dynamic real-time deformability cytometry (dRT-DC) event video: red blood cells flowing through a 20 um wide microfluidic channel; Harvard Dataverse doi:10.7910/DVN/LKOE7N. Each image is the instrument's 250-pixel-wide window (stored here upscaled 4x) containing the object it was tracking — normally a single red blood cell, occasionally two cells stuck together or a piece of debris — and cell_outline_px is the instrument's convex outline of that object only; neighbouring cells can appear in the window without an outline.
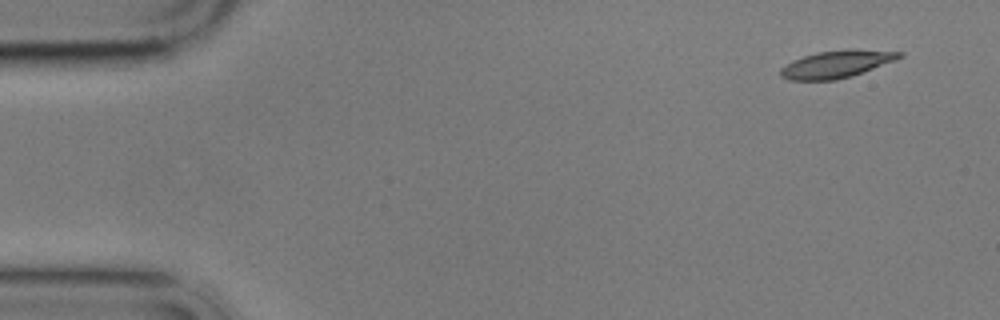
{"species": "common noctule bat (a hibernating species)", "species_latin": "Nyctalus noctula", "temperature_condition": "cold", "stored_images_in_passage": 6, "camera_frame_rate_fps": 3000, "um_per_image_px": 0.085, "animal": {"sex": "male", "body_mass_g": 17.9}, "frame": {"image": 1, "passage_image": 1, "time_ms": 0.0, "image_size_px": [1000, 320], "cell_outline_px": [[904, 56], [852, 76], [836, 80], [788, 80], [780, 76], [780, 68], [792, 60], [804, 56], [820, 52], [848, 48], [852, 48], [904, 52]], "centroid_in_image_um": [71.09, 5.44], "position_along_channel_um": 13.9, "area_um2": 18.96}}
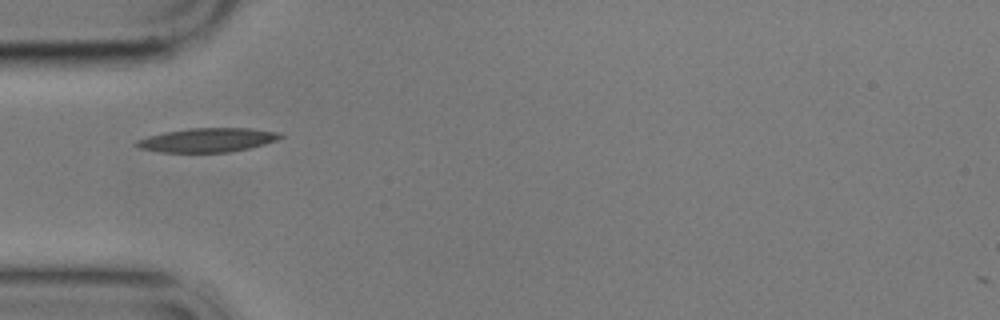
{"frame": {"image": 2, "passage_image": 5, "time_ms": 4.667, "image_size_px": [1000, 320], "cell_outline_px": [[284, 136], [276, 140], [264, 144], [248, 148], [228, 152], [160, 152], [140, 148], [132, 144], [136, 140], [148, 136], [164, 132], [188, 128], [252, 128], [280, 132]], "centroid_in_image_um": [17.62, 11.89], "position_along_channel_um": 67.4, "area_um2": 20.17}}
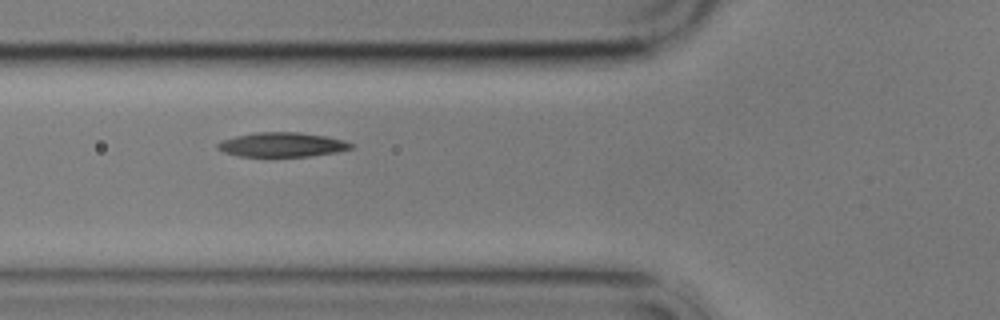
{"frame": {"image": 3, "passage_image": 6, "time_ms": 5.667, "image_size_px": [1000, 320], "cell_outline_px": [[356, 148], [336, 152], [308, 156], [240, 156], [224, 152], [216, 148], [216, 144], [220, 140], [236, 136], [256, 132], [300, 132], [328, 136], [344, 140], [356, 144]], "centroid_in_image_um": [24.02, 12.29], "position_along_channel_um": 101.8, "area_um2": 19.19}}